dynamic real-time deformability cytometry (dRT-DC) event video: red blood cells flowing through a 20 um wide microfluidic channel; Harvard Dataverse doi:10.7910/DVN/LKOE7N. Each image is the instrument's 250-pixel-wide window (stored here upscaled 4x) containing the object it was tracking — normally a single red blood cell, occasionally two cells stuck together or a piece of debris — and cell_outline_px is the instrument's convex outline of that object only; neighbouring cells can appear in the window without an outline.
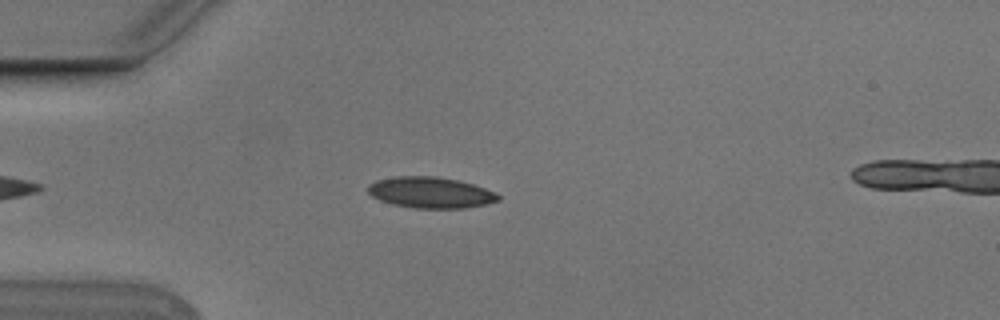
{"species": "Egyptian fruit bat (a non-hibernating species)", "species_latin": "Rousettus aegyptiacus", "temperature_condition": "cold", "stored_images_in_passage": 44, "camera_frame_rate_fps": 3000, "um_per_image_px": 0.085, "animal": {"sex": "male"}, "frame": {"image": 1, "passage_image": 8, "time_ms": 2.333, "image_size_px": [1000, 320], "cell_outline_px": [[500, 200], [488, 204], [464, 208], [416, 208], [392, 204], [380, 200], [372, 196], [368, 192], [368, 184], [376, 180], [396, 176], [436, 176], [456, 180], [472, 184], [484, 188], [500, 196]], "centroid_in_image_um": [36.57, 16.36], "position_along_channel_um": 48.4, "area_um2": 23.47}}
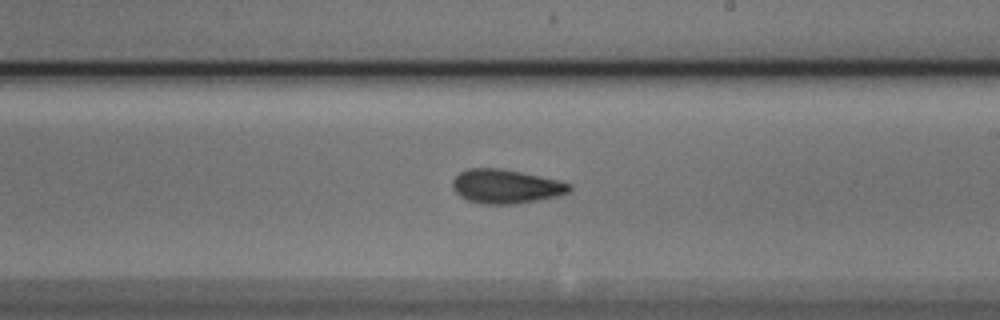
{"frame": {"image": 2, "passage_image": 25, "time_ms": 8.0, "image_size_px": [1000, 320], "cell_outline_px": [[572, 188], [568, 192], [560, 196], [516, 204], [480, 204], [468, 200], [460, 196], [452, 188], [452, 180], [460, 172], [468, 168], [500, 168], [560, 180], [572, 184]], "centroid_in_image_um": [43.01, 15.85], "position_along_channel_um": 246.0, "area_um2": 23.35}}
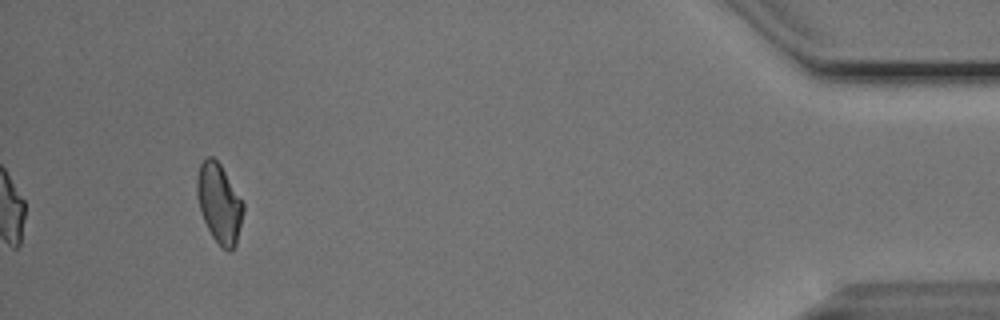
{"frame": {"image": 3, "passage_image": 44, "time_ms": 14.333, "image_size_px": [1000, 320], "cell_outline_px": [[244, 212], [236, 244], [232, 252], [228, 252], [212, 236], [200, 212], [196, 196], [196, 176], [200, 164], [208, 156], [212, 156], [220, 164], [244, 204]], "centroid_in_image_um": [18.62, 17.28], "position_along_channel_um": 416.6, "area_um2": 21.33}, "authors_computed_cell_mechanics": {"area_um2": 22.3397, "velocity_mm_per_s": 3.774, "shape_relaxation_time_tau1_ms": 5.8025, "shape_relaxation_time_tau2_ms": 1.9922, "deformation_change_tau1": 0.1526, "deformation_change_tau2": 0.0703}}